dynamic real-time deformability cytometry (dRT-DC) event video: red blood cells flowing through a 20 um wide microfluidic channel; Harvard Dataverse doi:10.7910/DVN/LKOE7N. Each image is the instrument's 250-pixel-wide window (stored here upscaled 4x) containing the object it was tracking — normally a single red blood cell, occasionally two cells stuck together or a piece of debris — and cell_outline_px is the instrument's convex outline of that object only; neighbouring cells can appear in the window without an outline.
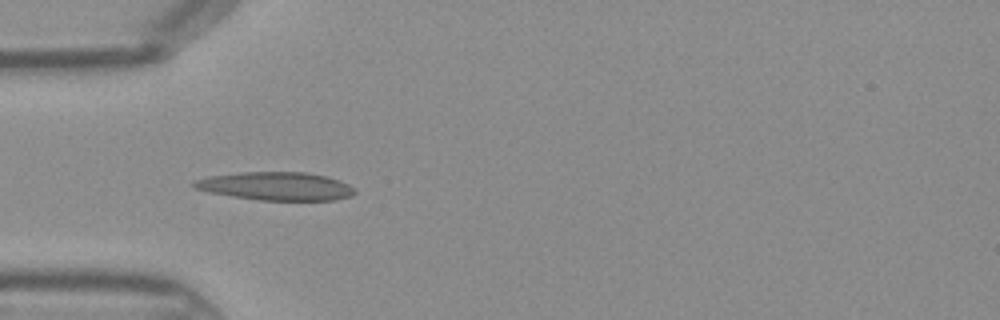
{"species": "Egyptian fruit bat (a non-hibernating species)", "species_latin": "Rousettus aegyptiacus", "temperature_condition": "warm", "stored_images_in_passage": 32, "camera_frame_rate_fps": 3000, "um_per_image_px": 0.085, "frame": {"image": 1, "passage_image": 1, "time_ms": 0.0, "image_size_px": [1000, 320], "cell_outline_px": [[356, 192], [352, 196], [336, 200], [256, 200], [208, 192], [192, 188], [192, 180], [208, 176], [240, 172], [304, 172], [328, 176], [340, 180], [356, 188]], "centroid_in_image_um": [23.45, 15.82], "position_along_channel_um": 61.5, "area_um2": 26.82}}
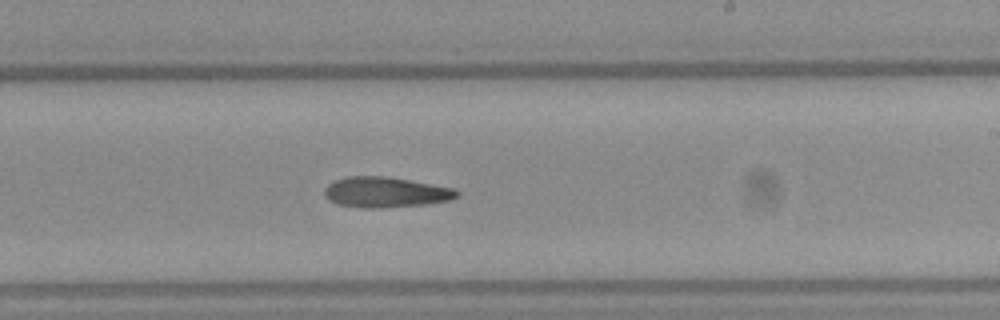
{"frame": {"image": 2, "passage_image": 14, "time_ms": 4.333, "image_size_px": [1000, 320], "cell_outline_px": [[460, 196], [452, 200], [428, 204], [380, 208], [364, 208], [340, 204], [324, 196], [324, 188], [328, 184], [336, 180], [348, 176], [388, 176], [456, 188], [460, 192]], "centroid_in_image_um": [32.85, 16.33], "position_along_channel_um": 256.1, "area_um2": 23.7}}
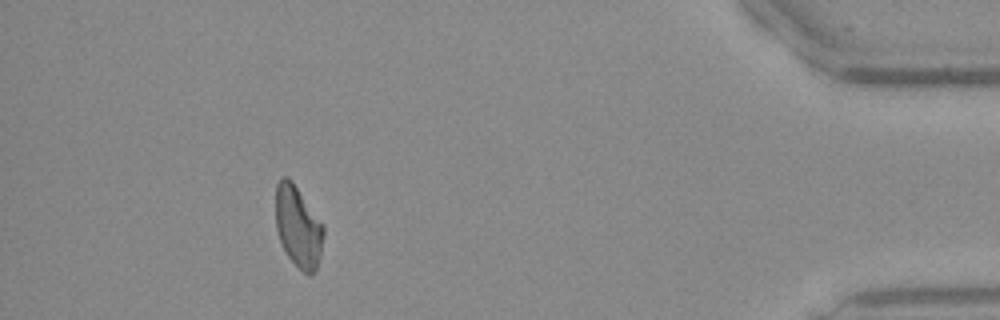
{"frame": {"image": 3, "passage_image": 28, "time_ms": 9.0, "image_size_px": [1000, 320], "cell_outline_px": [[324, 236], [316, 268], [308, 276], [288, 256], [280, 240], [276, 228], [276, 184], [280, 176], [288, 176], [292, 180], [324, 224]], "centroid_in_image_um": [25.34, 19.19], "position_along_channel_um": 409.9, "area_um2": 22.6}}